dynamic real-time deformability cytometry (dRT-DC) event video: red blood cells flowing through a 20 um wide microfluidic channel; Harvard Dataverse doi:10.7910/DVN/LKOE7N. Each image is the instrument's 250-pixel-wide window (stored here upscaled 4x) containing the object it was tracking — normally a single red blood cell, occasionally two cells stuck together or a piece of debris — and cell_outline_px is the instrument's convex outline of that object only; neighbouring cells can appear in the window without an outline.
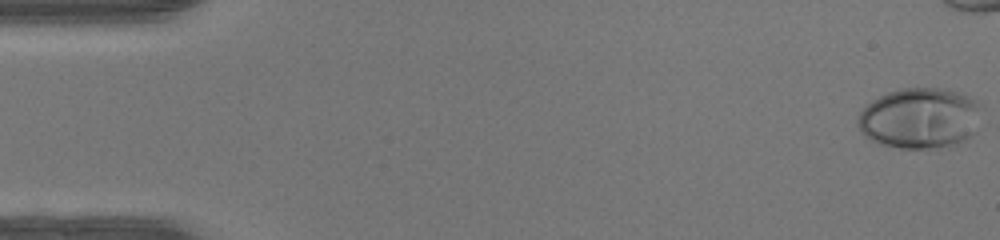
{"species": "human", "species_latin": "Homo sapiens", "temperature_condition": "warm", "stored_images_in_passage": 48, "camera_frame_rate_fps": 3000, "um_per_image_px": 0.085, "donor": {"sex": "female"}, "frame": {"image": 1, "passage_image": 1, "time_ms": 0.0, "image_size_px": [1000, 240], "cell_outline_px": [[984, 108], [980, 128], [976, 132], [964, 140], [948, 148], [900, 148], [880, 144], [864, 136], [860, 132], [856, 124], [856, 120], [860, 112], [872, 100], [888, 92], [900, 88], [948, 88], [968, 96], [984, 104]], "centroid_in_image_um": [78.27, 10.05], "position_along_channel_um": 6.7, "area_um2": 44.97}}
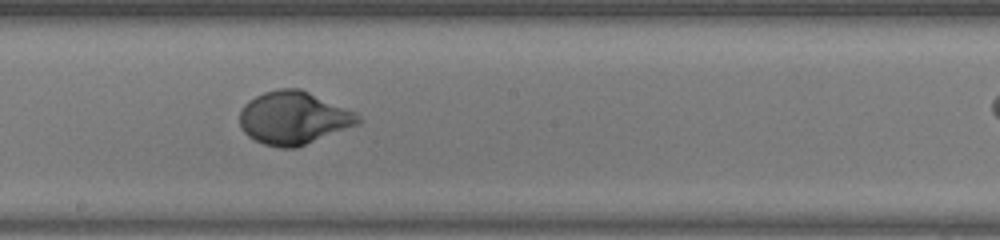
{"frame": {"image": 2, "passage_image": 27, "time_ms": 8.667, "image_size_px": [1000, 240], "cell_outline_px": [[364, 120], [360, 124], [296, 148], [280, 148], [264, 144], [248, 136], [240, 128], [240, 108], [248, 100], [264, 92], [280, 88], [300, 88], [356, 112]], "centroid_in_image_um": [24.97, 10.02], "position_along_channel_um": 223.2, "area_um2": 36.82}}
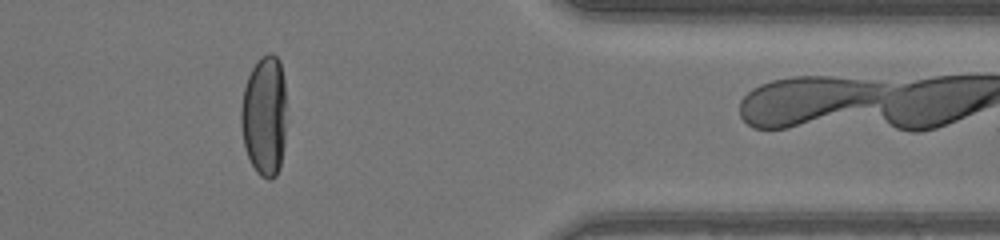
{"frame": {"image": 3, "passage_image": 40, "time_ms": 13.0, "image_size_px": [1000, 240], "cell_outline_px": [[284, 144], [280, 168], [276, 176], [272, 180], [268, 180], [260, 176], [256, 172], [244, 148], [240, 124], [240, 108], [244, 88], [248, 76], [256, 60], [260, 56], [268, 52], [272, 52], [280, 60], [284, 80]], "centroid_in_image_um": [22.45, 9.84], "position_along_channel_um": 389.0, "area_um2": 32.25}, "authors_computed_cell_mechanics": {"area_um2": 35.7493, "velocity_mm_per_s": 4.3202, "shape_relaxation_time_tau1_ms": 4.1456, "shape_relaxation_time_tau2_ms": null, "deformation_change_tau1": 0.2481, "deformation_change_tau2": null}}